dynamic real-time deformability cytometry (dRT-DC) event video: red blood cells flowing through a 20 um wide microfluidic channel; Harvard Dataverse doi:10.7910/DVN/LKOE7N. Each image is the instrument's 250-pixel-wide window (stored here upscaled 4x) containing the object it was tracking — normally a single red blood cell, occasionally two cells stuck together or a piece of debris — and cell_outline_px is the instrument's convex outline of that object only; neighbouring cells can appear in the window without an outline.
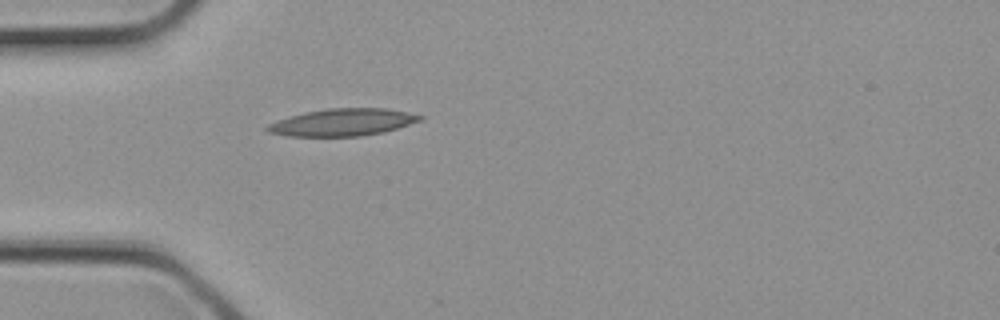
{"species": "common noctule bat (a hibernating species)", "species_latin": "Nyctalus noctula", "temperature_condition": "cold", "stored_images_in_passage": 6, "camera_frame_rate_fps": 3000, "um_per_image_px": 0.085, "animal": {"sex": "female", "body_mass_g": 21.9}, "frame": {"image": 1, "passage_image": 2, "time_ms": 0.333, "image_size_px": [1000, 320], "cell_outline_px": [[424, 120], [384, 132], [360, 136], [288, 136], [268, 132], [264, 128], [268, 124], [288, 116], [304, 112], [328, 108], [384, 108], [408, 112], [424, 116]], "centroid_in_image_um": [29.13, 10.39], "position_along_channel_um": 55.9, "area_um2": 24.33}}
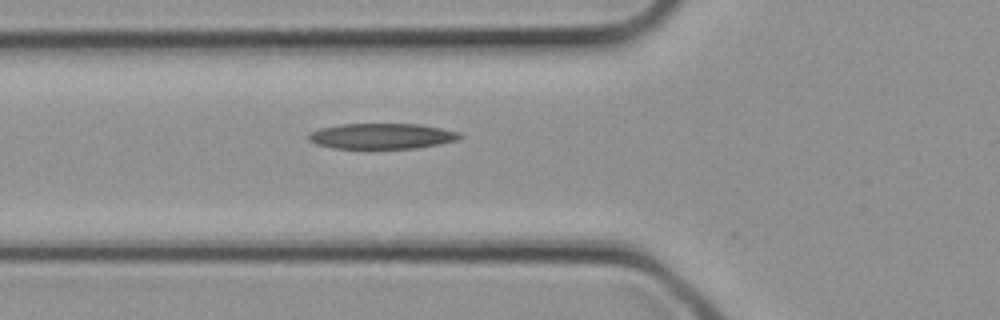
{"frame": {"image": 2, "passage_image": 4, "time_ms": 1.0, "image_size_px": [1000, 320], "cell_outline_px": [[464, 136], [456, 140], [440, 144], [416, 148], [368, 152], [332, 148], [316, 144], [308, 140], [308, 132], [320, 128], [340, 124], [416, 124], [440, 128], [460, 132]], "centroid_in_image_um": [32.39, 11.62], "position_along_channel_um": 93.4, "area_um2": 23.76}}
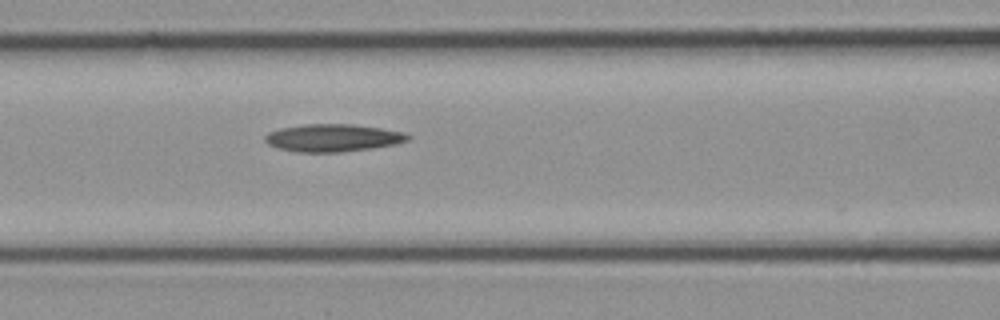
{"frame": {"image": 3, "passage_image": 6, "time_ms": 1.667, "image_size_px": [1000, 320], "cell_outline_px": [[412, 136], [408, 140], [396, 144], [372, 148], [344, 152], [296, 152], [276, 148], [268, 144], [264, 140], [264, 136], [268, 132], [280, 128], [308, 124], [352, 124], [380, 128], [404, 132]], "centroid_in_image_um": [28.28, 11.72], "position_along_channel_um": 138.3, "area_um2": 23.06}}